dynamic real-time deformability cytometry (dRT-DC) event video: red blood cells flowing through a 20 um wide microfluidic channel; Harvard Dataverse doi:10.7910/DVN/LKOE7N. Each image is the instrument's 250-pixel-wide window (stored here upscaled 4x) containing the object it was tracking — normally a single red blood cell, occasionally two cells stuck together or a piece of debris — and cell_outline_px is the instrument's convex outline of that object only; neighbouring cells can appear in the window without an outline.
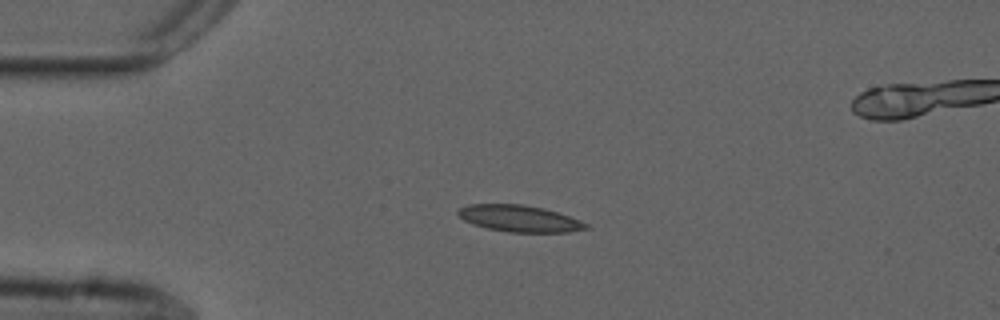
{"species": "common noctule bat (a hibernating species)", "species_latin": "Nyctalus noctula", "temperature_condition": "cold", "stored_images_in_passage": 43, "camera_frame_rate_fps": 3000, "um_per_image_px": 0.085, "animal": {"sex": "male", "forearm_length_mm": 52.5}, "frame": {"image": 1, "passage_image": 1, "time_ms": 0.0, "image_size_px": [1000, 320], "cell_outline_px": [[592, 228], [568, 232], [508, 232], [488, 228], [472, 224], [464, 220], [456, 212], [460, 208], [468, 204], [524, 204], [544, 208], [580, 220], [588, 224]], "centroid_in_image_um": [44.17, 18.57], "position_along_channel_um": 40.8, "area_um2": 19.83}}
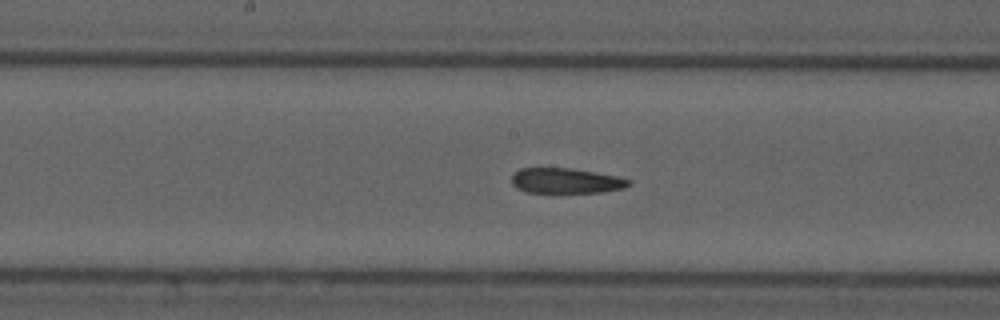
{"frame": {"image": 2, "passage_image": 16, "time_ms": 5.0, "image_size_px": [1000, 320], "cell_outline_px": [[632, 184], [624, 188], [604, 192], [560, 196], [528, 192], [516, 188], [512, 184], [512, 176], [520, 168], [572, 168], [616, 176], [632, 180]], "centroid_in_image_um": [48.12, 15.43], "position_along_channel_um": 200.1, "area_um2": 18.26}}
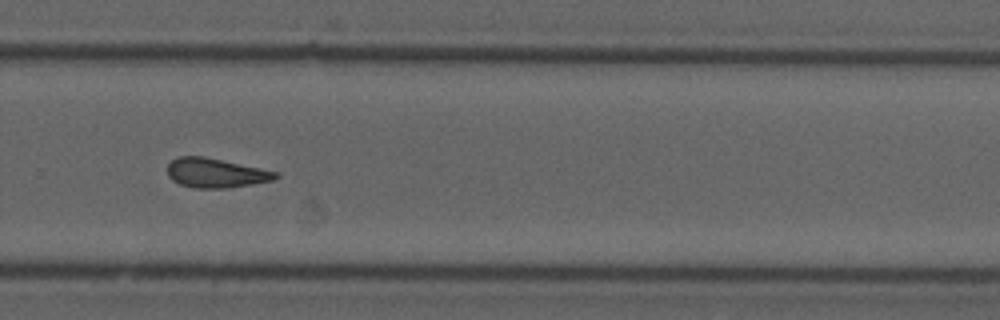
{"frame": {"image": 3, "passage_image": 25, "time_ms": 8.0, "image_size_px": [1000, 320], "cell_outline_px": [[280, 176], [272, 180], [224, 188], [196, 188], [180, 184], [172, 180], [168, 176], [168, 164], [172, 160], [180, 156], [204, 156], [280, 172]], "centroid_in_image_um": [18.33, 14.69], "position_along_channel_um": 311.5, "area_um2": 18.38}, "authors_computed_cell_mechanics": {"area_um2": 18.6694, "velocity_mm_per_s": 3.7286, "shape_relaxation_time_tau1_ms": null, "shape_relaxation_time_tau2_ms": 6.0397, "deformation_change_tau1": null, "deformation_change_tau2": 0.1562}}